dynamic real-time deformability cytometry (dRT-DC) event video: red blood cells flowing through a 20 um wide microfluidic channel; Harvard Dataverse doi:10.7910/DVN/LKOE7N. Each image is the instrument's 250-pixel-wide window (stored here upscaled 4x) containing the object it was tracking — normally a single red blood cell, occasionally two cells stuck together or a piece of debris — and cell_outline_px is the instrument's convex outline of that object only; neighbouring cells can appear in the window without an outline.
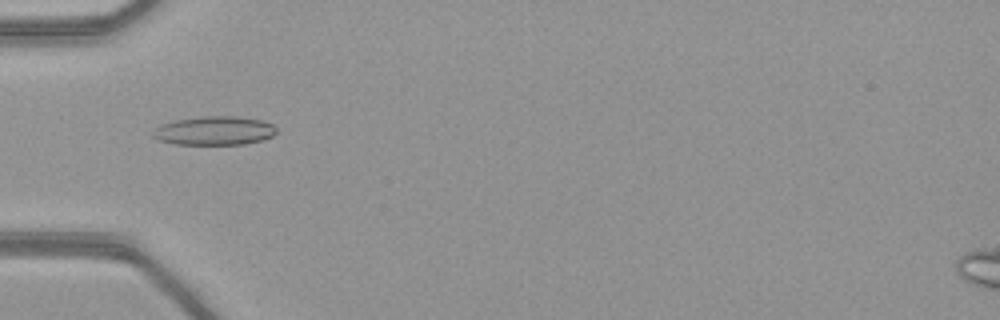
{"species": "common noctule bat (a hibernating species)", "species_latin": "Nyctalus noctula", "temperature_condition": "warm", "stored_images_in_passage": 51, "camera_frame_rate_fps": 3000, "um_per_image_px": 0.085, "animal": {"sex": "female", "body_mass_g": 21.9}, "frame": {"image": 1, "passage_image": 18, "time_ms": 5.667, "image_size_px": [1000, 320], "cell_outline_px": [[276, 132], [272, 136], [260, 140], [244, 144], [176, 144], [156, 140], [152, 136], [152, 132], [156, 128], [164, 124], [176, 120], [204, 116], [236, 116], [260, 120], [272, 124], [276, 128]], "centroid_in_image_um": [18.21, 11.11], "position_along_channel_um": 66.8, "area_um2": 20.52}}
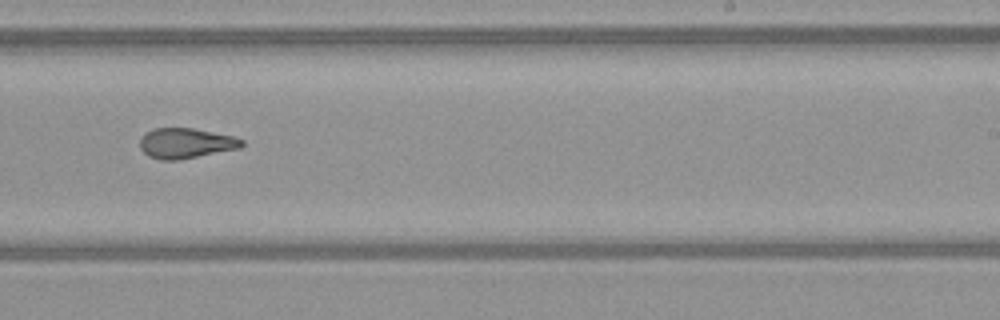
{"frame": {"image": 2, "passage_image": 33, "time_ms": 10.667, "image_size_px": [1000, 320], "cell_outline_px": [[244, 144], [240, 148], [176, 160], [160, 160], [148, 156], [140, 148], [140, 140], [152, 128], [192, 128], [236, 136], [244, 140]], "centroid_in_image_um": [15.82, 12.17], "position_along_channel_um": 273.2, "area_um2": 17.86}}
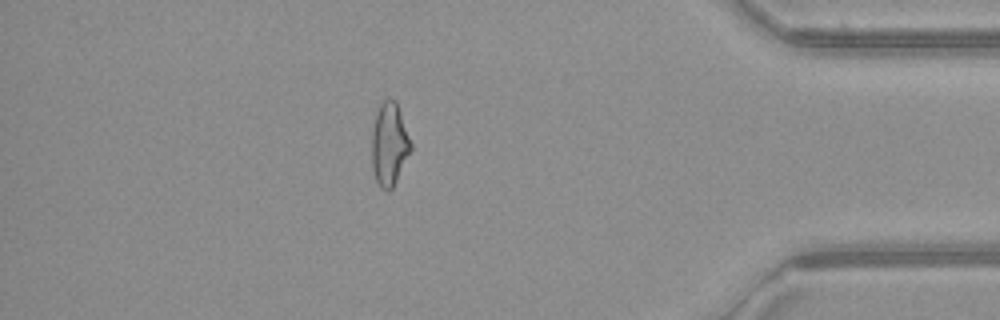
{"frame": {"image": 3, "passage_image": 45, "time_ms": 14.667, "image_size_px": [1000, 320], "cell_outline_px": [[412, 148], [392, 188], [388, 192], [380, 188], [376, 180], [372, 168], [372, 132], [376, 112], [380, 104], [388, 96], [396, 100], [412, 144]], "centroid_in_image_um": [33.08, 12.23], "position_along_channel_um": 402.1, "area_um2": 18.9}, "authors_computed_cell_mechanics": {"area_um2": 19.0162, "velocity_mm_per_s": 4.1328, "shape_relaxation_time_tau1_ms": null, "shape_relaxation_time_tau2_ms": 1.7607, "deformation_change_tau1": null, "deformation_change_tau2": 0.1008}}